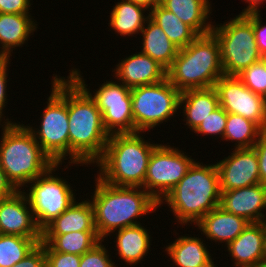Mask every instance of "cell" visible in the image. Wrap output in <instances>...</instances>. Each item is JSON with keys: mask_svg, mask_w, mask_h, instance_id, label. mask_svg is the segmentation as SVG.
I'll return each instance as SVG.
<instances>
[{"mask_svg": "<svg viewBox=\"0 0 266 267\" xmlns=\"http://www.w3.org/2000/svg\"><path fill=\"white\" fill-rule=\"evenodd\" d=\"M105 242L101 240L91 250L81 255L79 267H118L112 260V255L109 253L111 251H108Z\"/></svg>", "mask_w": 266, "mask_h": 267, "instance_id": "34", "label": "cell"}, {"mask_svg": "<svg viewBox=\"0 0 266 267\" xmlns=\"http://www.w3.org/2000/svg\"><path fill=\"white\" fill-rule=\"evenodd\" d=\"M125 57L112 68V76L126 87L152 85L167 78V70L150 56L135 52Z\"/></svg>", "mask_w": 266, "mask_h": 267, "instance_id": "16", "label": "cell"}, {"mask_svg": "<svg viewBox=\"0 0 266 267\" xmlns=\"http://www.w3.org/2000/svg\"><path fill=\"white\" fill-rule=\"evenodd\" d=\"M263 262H266V223H265V236L263 245Z\"/></svg>", "mask_w": 266, "mask_h": 267, "instance_id": "44", "label": "cell"}, {"mask_svg": "<svg viewBox=\"0 0 266 267\" xmlns=\"http://www.w3.org/2000/svg\"><path fill=\"white\" fill-rule=\"evenodd\" d=\"M0 166L17 190L44 174L54 163L25 124L0 126Z\"/></svg>", "mask_w": 266, "mask_h": 267, "instance_id": "5", "label": "cell"}, {"mask_svg": "<svg viewBox=\"0 0 266 267\" xmlns=\"http://www.w3.org/2000/svg\"><path fill=\"white\" fill-rule=\"evenodd\" d=\"M237 77L255 94L266 98V58L251 64Z\"/></svg>", "mask_w": 266, "mask_h": 267, "instance_id": "32", "label": "cell"}, {"mask_svg": "<svg viewBox=\"0 0 266 267\" xmlns=\"http://www.w3.org/2000/svg\"><path fill=\"white\" fill-rule=\"evenodd\" d=\"M44 248L46 267H79L80 255L56 252L48 244H44Z\"/></svg>", "mask_w": 266, "mask_h": 267, "instance_id": "37", "label": "cell"}, {"mask_svg": "<svg viewBox=\"0 0 266 267\" xmlns=\"http://www.w3.org/2000/svg\"><path fill=\"white\" fill-rule=\"evenodd\" d=\"M261 10H248L240 12L251 24L255 33L257 47L263 58H266V24H262Z\"/></svg>", "mask_w": 266, "mask_h": 267, "instance_id": "36", "label": "cell"}, {"mask_svg": "<svg viewBox=\"0 0 266 267\" xmlns=\"http://www.w3.org/2000/svg\"><path fill=\"white\" fill-rule=\"evenodd\" d=\"M130 1H133L137 5L146 8L148 11H151L157 5L161 4V0H130Z\"/></svg>", "mask_w": 266, "mask_h": 267, "instance_id": "42", "label": "cell"}, {"mask_svg": "<svg viewBox=\"0 0 266 267\" xmlns=\"http://www.w3.org/2000/svg\"><path fill=\"white\" fill-rule=\"evenodd\" d=\"M11 58H5L1 63H0V125H10V124H14L17 123L15 120L13 121V119H9L8 115L7 118L5 116V109L8 105V101L9 99H7V95H8V82H9V71L10 68L9 64H11ZM9 69V70H8Z\"/></svg>", "mask_w": 266, "mask_h": 267, "instance_id": "35", "label": "cell"}, {"mask_svg": "<svg viewBox=\"0 0 266 267\" xmlns=\"http://www.w3.org/2000/svg\"><path fill=\"white\" fill-rule=\"evenodd\" d=\"M5 59V57L0 53V63Z\"/></svg>", "mask_w": 266, "mask_h": 267, "instance_id": "45", "label": "cell"}, {"mask_svg": "<svg viewBox=\"0 0 266 267\" xmlns=\"http://www.w3.org/2000/svg\"><path fill=\"white\" fill-rule=\"evenodd\" d=\"M180 94L167 78L156 84L131 88L134 132L149 134L151 129L179 116Z\"/></svg>", "mask_w": 266, "mask_h": 267, "instance_id": "10", "label": "cell"}, {"mask_svg": "<svg viewBox=\"0 0 266 267\" xmlns=\"http://www.w3.org/2000/svg\"><path fill=\"white\" fill-rule=\"evenodd\" d=\"M184 235L175 237L174 241L164 247L163 251L170 256L172 267H218L207 247L209 245H206V241L203 240L204 237Z\"/></svg>", "mask_w": 266, "mask_h": 267, "instance_id": "20", "label": "cell"}, {"mask_svg": "<svg viewBox=\"0 0 266 267\" xmlns=\"http://www.w3.org/2000/svg\"><path fill=\"white\" fill-rule=\"evenodd\" d=\"M42 238L0 234V267H12L30 253Z\"/></svg>", "mask_w": 266, "mask_h": 267, "instance_id": "31", "label": "cell"}, {"mask_svg": "<svg viewBox=\"0 0 266 267\" xmlns=\"http://www.w3.org/2000/svg\"><path fill=\"white\" fill-rule=\"evenodd\" d=\"M150 19L161 27L169 40L179 49L186 47L198 34L161 4L150 11Z\"/></svg>", "mask_w": 266, "mask_h": 267, "instance_id": "29", "label": "cell"}, {"mask_svg": "<svg viewBox=\"0 0 266 267\" xmlns=\"http://www.w3.org/2000/svg\"><path fill=\"white\" fill-rule=\"evenodd\" d=\"M159 143L149 159L143 189L160 203L196 161L179 147ZM171 145V146H170Z\"/></svg>", "mask_w": 266, "mask_h": 267, "instance_id": "12", "label": "cell"}, {"mask_svg": "<svg viewBox=\"0 0 266 267\" xmlns=\"http://www.w3.org/2000/svg\"><path fill=\"white\" fill-rule=\"evenodd\" d=\"M263 130L251 120L232 113H227V122L223 142L234 143L233 149L252 148Z\"/></svg>", "mask_w": 266, "mask_h": 267, "instance_id": "30", "label": "cell"}, {"mask_svg": "<svg viewBox=\"0 0 266 267\" xmlns=\"http://www.w3.org/2000/svg\"><path fill=\"white\" fill-rule=\"evenodd\" d=\"M66 104L69 119V165L63 169L94 166L103 156L109 134L96 101L69 74L66 77ZM89 165V166H88Z\"/></svg>", "mask_w": 266, "mask_h": 267, "instance_id": "1", "label": "cell"}, {"mask_svg": "<svg viewBox=\"0 0 266 267\" xmlns=\"http://www.w3.org/2000/svg\"><path fill=\"white\" fill-rule=\"evenodd\" d=\"M265 222L249 225L226 247L232 267H259L263 262Z\"/></svg>", "mask_w": 266, "mask_h": 267, "instance_id": "18", "label": "cell"}, {"mask_svg": "<svg viewBox=\"0 0 266 267\" xmlns=\"http://www.w3.org/2000/svg\"><path fill=\"white\" fill-rule=\"evenodd\" d=\"M101 241L97 231H74L66 234H42L41 242L54 251L83 255Z\"/></svg>", "mask_w": 266, "mask_h": 267, "instance_id": "28", "label": "cell"}, {"mask_svg": "<svg viewBox=\"0 0 266 267\" xmlns=\"http://www.w3.org/2000/svg\"><path fill=\"white\" fill-rule=\"evenodd\" d=\"M69 74L90 94L96 101L102 114V122L109 135L117 133H134V119L132 113L131 88L115 80L106 79L104 83L94 89L86 84L79 68L74 66ZM88 87V88H87ZM91 91V92H90Z\"/></svg>", "mask_w": 266, "mask_h": 267, "instance_id": "11", "label": "cell"}, {"mask_svg": "<svg viewBox=\"0 0 266 267\" xmlns=\"http://www.w3.org/2000/svg\"><path fill=\"white\" fill-rule=\"evenodd\" d=\"M139 35L142 36L140 52L150 56L167 70L176 58L179 48L150 18L146 21Z\"/></svg>", "mask_w": 266, "mask_h": 267, "instance_id": "27", "label": "cell"}, {"mask_svg": "<svg viewBox=\"0 0 266 267\" xmlns=\"http://www.w3.org/2000/svg\"><path fill=\"white\" fill-rule=\"evenodd\" d=\"M219 106V96L215 87L191 89L180 94L179 113H182L186 129L189 128L192 132Z\"/></svg>", "mask_w": 266, "mask_h": 267, "instance_id": "23", "label": "cell"}, {"mask_svg": "<svg viewBox=\"0 0 266 267\" xmlns=\"http://www.w3.org/2000/svg\"><path fill=\"white\" fill-rule=\"evenodd\" d=\"M33 0H0V13L31 14Z\"/></svg>", "mask_w": 266, "mask_h": 267, "instance_id": "39", "label": "cell"}, {"mask_svg": "<svg viewBox=\"0 0 266 267\" xmlns=\"http://www.w3.org/2000/svg\"><path fill=\"white\" fill-rule=\"evenodd\" d=\"M230 155L215 162L221 191L234 190L260 183L258 156L254 147L231 149Z\"/></svg>", "mask_w": 266, "mask_h": 267, "instance_id": "14", "label": "cell"}, {"mask_svg": "<svg viewBox=\"0 0 266 267\" xmlns=\"http://www.w3.org/2000/svg\"><path fill=\"white\" fill-rule=\"evenodd\" d=\"M212 33L220 45L223 73L237 76L263 58L257 47L252 24L239 13L222 23L213 21Z\"/></svg>", "mask_w": 266, "mask_h": 267, "instance_id": "9", "label": "cell"}, {"mask_svg": "<svg viewBox=\"0 0 266 267\" xmlns=\"http://www.w3.org/2000/svg\"><path fill=\"white\" fill-rule=\"evenodd\" d=\"M146 13V14H145ZM150 11L130 0H118L109 13L110 31L118 37H137L150 18Z\"/></svg>", "mask_w": 266, "mask_h": 267, "instance_id": "25", "label": "cell"}, {"mask_svg": "<svg viewBox=\"0 0 266 267\" xmlns=\"http://www.w3.org/2000/svg\"><path fill=\"white\" fill-rule=\"evenodd\" d=\"M143 132L109 136L103 156L95 163L96 176L108 184L143 187L153 149L158 145Z\"/></svg>", "mask_w": 266, "mask_h": 267, "instance_id": "4", "label": "cell"}, {"mask_svg": "<svg viewBox=\"0 0 266 267\" xmlns=\"http://www.w3.org/2000/svg\"><path fill=\"white\" fill-rule=\"evenodd\" d=\"M50 96L46 98V106L39 126L26 124L32 132L41 149L54 163L69 164V119L66 104V77L53 74L51 78ZM64 160H68L65 162Z\"/></svg>", "mask_w": 266, "mask_h": 267, "instance_id": "7", "label": "cell"}, {"mask_svg": "<svg viewBox=\"0 0 266 267\" xmlns=\"http://www.w3.org/2000/svg\"><path fill=\"white\" fill-rule=\"evenodd\" d=\"M219 105L227 112L240 115L266 130V98L255 94L237 76H221L215 83Z\"/></svg>", "mask_w": 266, "mask_h": 267, "instance_id": "13", "label": "cell"}, {"mask_svg": "<svg viewBox=\"0 0 266 267\" xmlns=\"http://www.w3.org/2000/svg\"><path fill=\"white\" fill-rule=\"evenodd\" d=\"M243 2H245L246 8L244 7V9H242V11H248V10L260 9L262 4L264 5V2L266 3V0H244Z\"/></svg>", "mask_w": 266, "mask_h": 267, "instance_id": "43", "label": "cell"}, {"mask_svg": "<svg viewBox=\"0 0 266 267\" xmlns=\"http://www.w3.org/2000/svg\"><path fill=\"white\" fill-rule=\"evenodd\" d=\"M227 122V112L219 106L216 108L213 112H211L203 121L201 124L196 128L194 133H196V136L200 134L204 136H211L219 139L221 137V141L223 140L224 131L226 127ZM218 136V137H217Z\"/></svg>", "mask_w": 266, "mask_h": 267, "instance_id": "33", "label": "cell"}, {"mask_svg": "<svg viewBox=\"0 0 266 267\" xmlns=\"http://www.w3.org/2000/svg\"><path fill=\"white\" fill-rule=\"evenodd\" d=\"M12 267H46L44 244L40 242L30 253Z\"/></svg>", "mask_w": 266, "mask_h": 267, "instance_id": "38", "label": "cell"}, {"mask_svg": "<svg viewBox=\"0 0 266 267\" xmlns=\"http://www.w3.org/2000/svg\"><path fill=\"white\" fill-rule=\"evenodd\" d=\"M253 147L258 156L260 183L266 186V130L260 134Z\"/></svg>", "mask_w": 266, "mask_h": 267, "instance_id": "40", "label": "cell"}, {"mask_svg": "<svg viewBox=\"0 0 266 267\" xmlns=\"http://www.w3.org/2000/svg\"><path fill=\"white\" fill-rule=\"evenodd\" d=\"M31 14L0 13V53L5 58H12L18 47L30 40V36L38 31V22Z\"/></svg>", "mask_w": 266, "mask_h": 267, "instance_id": "21", "label": "cell"}, {"mask_svg": "<svg viewBox=\"0 0 266 267\" xmlns=\"http://www.w3.org/2000/svg\"><path fill=\"white\" fill-rule=\"evenodd\" d=\"M245 218L225 211L220 206L206 214L194 227L207 241L222 244L223 247L232 242L248 225ZM198 226V227H197ZM199 229V230H198Z\"/></svg>", "mask_w": 266, "mask_h": 267, "instance_id": "19", "label": "cell"}, {"mask_svg": "<svg viewBox=\"0 0 266 267\" xmlns=\"http://www.w3.org/2000/svg\"><path fill=\"white\" fill-rule=\"evenodd\" d=\"M220 207L229 213L245 218L250 223L265 222L266 186L259 183L249 187L221 191Z\"/></svg>", "mask_w": 266, "mask_h": 267, "instance_id": "17", "label": "cell"}, {"mask_svg": "<svg viewBox=\"0 0 266 267\" xmlns=\"http://www.w3.org/2000/svg\"><path fill=\"white\" fill-rule=\"evenodd\" d=\"M74 231H96L94 211L89 198H84L79 202L76 200L66 211L49 223L42 230V234H66Z\"/></svg>", "mask_w": 266, "mask_h": 267, "instance_id": "26", "label": "cell"}, {"mask_svg": "<svg viewBox=\"0 0 266 267\" xmlns=\"http://www.w3.org/2000/svg\"><path fill=\"white\" fill-rule=\"evenodd\" d=\"M210 0H161V5L190 26L198 35L211 33L213 12ZM211 15V16H210Z\"/></svg>", "mask_w": 266, "mask_h": 267, "instance_id": "24", "label": "cell"}, {"mask_svg": "<svg viewBox=\"0 0 266 267\" xmlns=\"http://www.w3.org/2000/svg\"><path fill=\"white\" fill-rule=\"evenodd\" d=\"M17 189L7 179L5 172L0 166V200L6 199L13 195Z\"/></svg>", "mask_w": 266, "mask_h": 267, "instance_id": "41", "label": "cell"}, {"mask_svg": "<svg viewBox=\"0 0 266 267\" xmlns=\"http://www.w3.org/2000/svg\"><path fill=\"white\" fill-rule=\"evenodd\" d=\"M220 201L221 188L216 164H203L196 159L186 175L159 203V208L167 204L175 218L172 222L184 228L195 226L206 214L220 206Z\"/></svg>", "mask_w": 266, "mask_h": 267, "instance_id": "3", "label": "cell"}, {"mask_svg": "<svg viewBox=\"0 0 266 267\" xmlns=\"http://www.w3.org/2000/svg\"><path fill=\"white\" fill-rule=\"evenodd\" d=\"M94 181V191L89 200L94 211L95 228L101 240L108 241V236L116 230L142 224L140 220L143 216L156 213L159 209V203L142 187L108 184L96 177V174Z\"/></svg>", "mask_w": 266, "mask_h": 267, "instance_id": "2", "label": "cell"}, {"mask_svg": "<svg viewBox=\"0 0 266 267\" xmlns=\"http://www.w3.org/2000/svg\"><path fill=\"white\" fill-rule=\"evenodd\" d=\"M143 224L125 227L123 229L116 230L112 232L109 237L115 235V242L114 250L121 259L127 264L128 266H135L138 263H143L144 257L148 256L149 250L151 252V239L152 234H150V229H146V227L142 226Z\"/></svg>", "mask_w": 266, "mask_h": 267, "instance_id": "22", "label": "cell"}, {"mask_svg": "<svg viewBox=\"0 0 266 267\" xmlns=\"http://www.w3.org/2000/svg\"><path fill=\"white\" fill-rule=\"evenodd\" d=\"M220 45L211 32L198 35L177 56L167 69V79L180 92L214 87L223 76Z\"/></svg>", "mask_w": 266, "mask_h": 267, "instance_id": "6", "label": "cell"}, {"mask_svg": "<svg viewBox=\"0 0 266 267\" xmlns=\"http://www.w3.org/2000/svg\"><path fill=\"white\" fill-rule=\"evenodd\" d=\"M259 267H266V262H262Z\"/></svg>", "mask_w": 266, "mask_h": 267, "instance_id": "46", "label": "cell"}, {"mask_svg": "<svg viewBox=\"0 0 266 267\" xmlns=\"http://www.w3.org/2000/svg\"><path fill=\"white\" fill-rule=\"evenodd\" d=\"M62 165L53 164L44 174L30 181L25 186L27 190H22L41 231L76 201L74 187L56 172Z\"/></svg>", "mask_w": 266, "mask_h": 267, "instance_id": "8", "label": "cell"}, {"mask_svg": "<svg viewBox=\"0 0 266 267\" xmlns=\"http://www.w3.org/2000/svg\"><path fill=\"white\" fill-rule=\"evenodd\" d=\"M0 234L42 238V231L22 190L0 200Z\"/></svg>", "mask_w": 266, "mask_h": 267, "instance_id": "15", "label": "cell"}]
</instances>
